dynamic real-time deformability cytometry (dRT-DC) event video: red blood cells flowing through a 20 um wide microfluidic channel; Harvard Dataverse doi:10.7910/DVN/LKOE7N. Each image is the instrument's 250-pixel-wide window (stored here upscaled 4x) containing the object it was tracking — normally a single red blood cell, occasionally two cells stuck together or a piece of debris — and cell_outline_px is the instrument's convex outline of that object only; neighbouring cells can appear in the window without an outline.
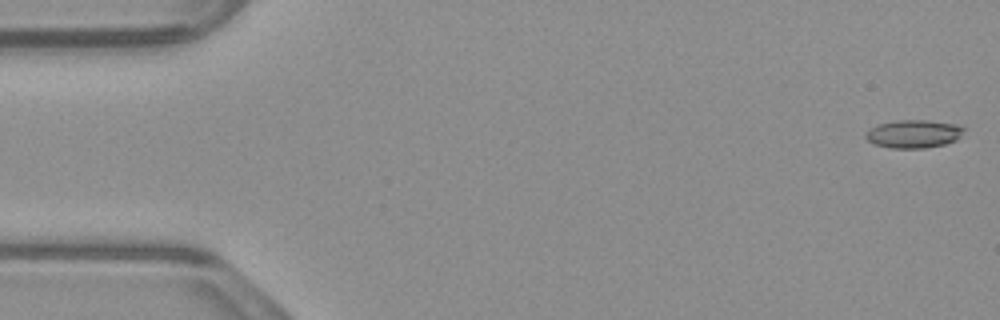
{"species": "common noctule bat (a hibernating species)", "species_latin": "Nyctalus noctula", "temperature_condition": "warm", "stored_images_in_passage": 53, "camera_frame_rate_fps": 3000, "um_per_image_px": 0.085, "animal": {"sex": "male", "body_mass_g": 23.1, "forearm_length_mm": 52.7}, "frame": {"image": 1, "passage_image": 1, "time_ms": 0.0, "image_size_px": [1000, 320], "cell_outline_px": [[968, 128], [956, 140], [944, 144], [924, 148], [888, 148], [872, 144], [864, 136], [868, 128], [876, 124], [896, 120], [928, 120], [956, 124]], "centroid_in_image_um": [77.63, 11.37], "position_along_channel_um": 7.4, "area_um2": 16.42}}
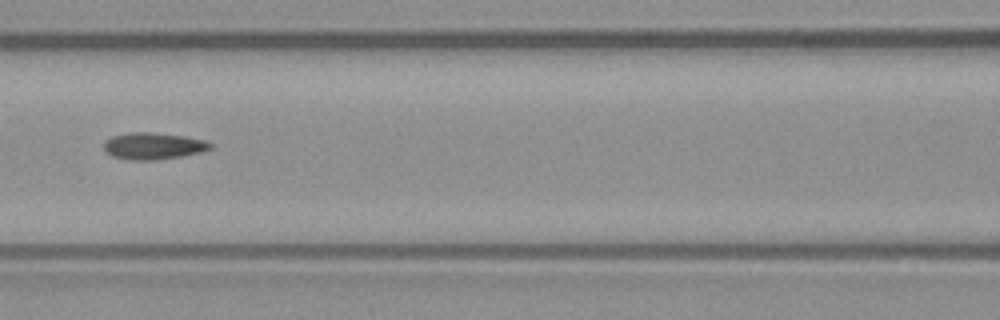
{"frame": {"image": 2, "passage_image": 23, "time_ms": 7.333, "image_size_px": [1000, 320], "cell_outline_px": [[212, 148], [200, 152], [180, 156], [156, 160], [128, 160], [112, 156], [104, 152], [104, 140], [112, 136], [128, 132], [148, 132], [184, 136], [204, 140], [212, 144]], "centroid_in_image_um": [12.97, 12.41], "position_along_channel_um": 153.6, "area_um2": 16.65}}
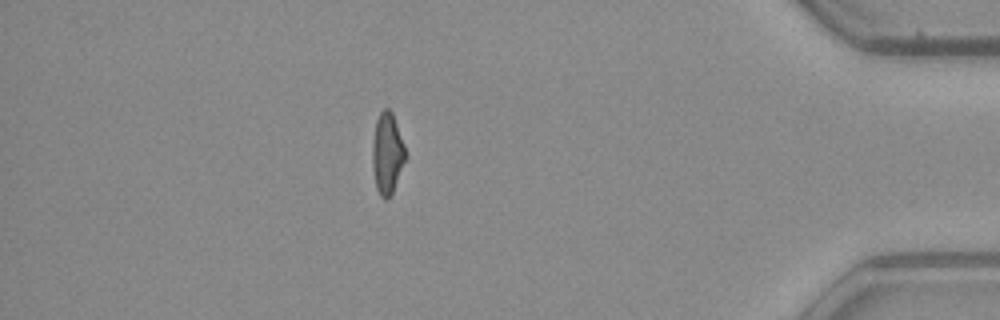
{"frame": {"image": 3, "passage_image": 46, "time_ms": 15.0, "image_size_px": [1000, 320], "cell_outline_px": [[408, 156], [392, 192], [388, 200], [384, 200], [380, 196], [376, 188], [372, 168], [372, 140], [376, 120], [380, 112], [384, 108], [388, 108], [392, 112], [404, 144]], "centroid_in_image_um": [32.91, 13.06], "position_along_channel_um": 402.3, "area_um2": 15.95}, "authors_computed_cell_mechanics": {"area_um2": 16.1262, "velocity_mm_per_s": 3.8975, "shape_relaxation_time_tau1_ms": null, "shape_relaxation_time_tau2_ms": 3.3919, "deformation_change_tau1": null, "deformation_change_tau2": 0.1238}}